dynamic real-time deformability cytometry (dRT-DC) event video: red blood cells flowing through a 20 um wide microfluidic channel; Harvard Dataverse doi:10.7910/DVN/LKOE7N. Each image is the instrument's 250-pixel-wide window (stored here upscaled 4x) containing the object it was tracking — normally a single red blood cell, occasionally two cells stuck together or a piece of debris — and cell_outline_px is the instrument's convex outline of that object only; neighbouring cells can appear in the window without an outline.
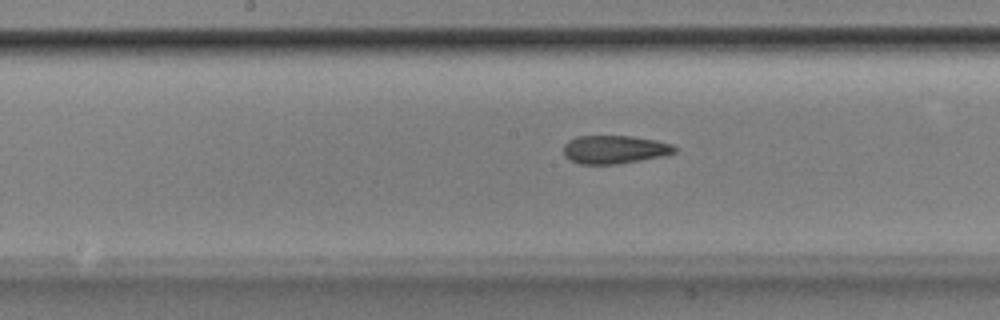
{"species": "Egyptian fruit bat (a non-hibernating species)", "species_latin": "Rousettus aegyptiacus", "temperature_condition": "room temperature", "stored_images_in_passage": 52, "camera_frame_rate_fps": 3000, "um_per_image_px": 0.085, "animal": {"sex": "male"}, "frame": {"image": 1, "passage_image": 27, "time_ms": 8.667, "image_size_px": [1000, 320], "cell_outline_px": [[676, 152], [660, 156], [616, 164], [580, 164], [568, 160], [564, 156], [564, 144], [568, 140], [576, 136], [632, 136], [656, 140], [672, 144], [676, 148]], "centroid_in_image_um": [52.18, 12.7], "position_along_channel_um": 196.0, "area_um2": 18.26}}
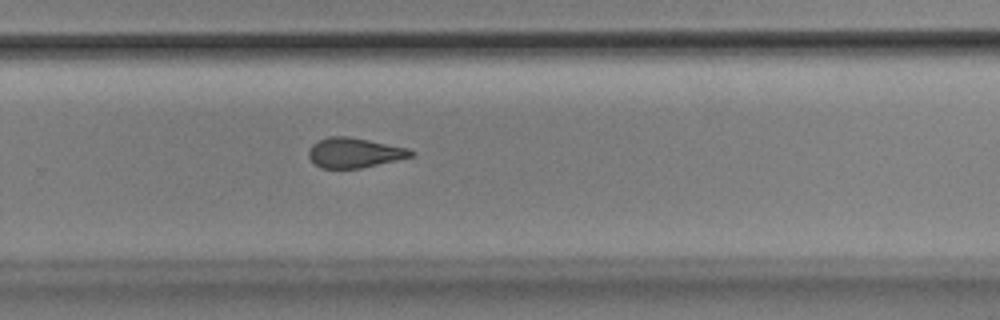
{"frame": {"image": 2, "passage_image": 35, "time_ms": 11.333, "image_size_px": [1000, 320], "cell_outline_px": [[416, 156], [360, 168], [320, 168], [308, 156], [308, 152], [312, 144], [328, 136], [348, 136], [408, 148], [416, 152]], "centroid_in_image_um": [30.15, 12.98], "position_along_channel_um": 299.6, "area_um2": 17.8}}
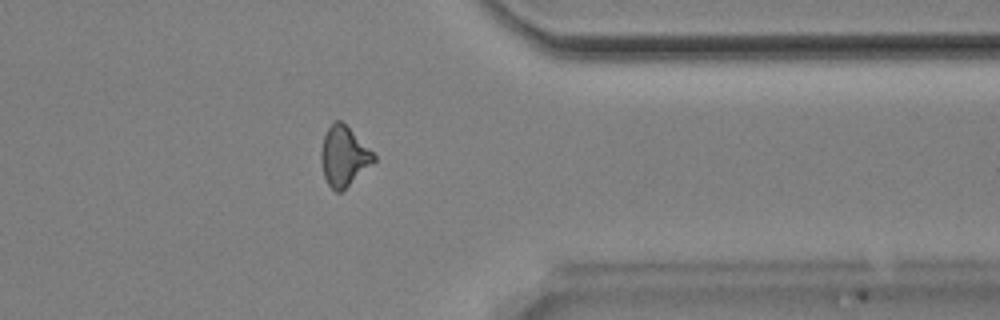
{"frame": {"image": 3, "passage_image": 42, "time_ms": 13.667, "image_size_px": [1000, 320], "cell_outline_px": [[376, 160], [340, 192], [336, 192], [328, 184], [324, 176], [320, 160], [320, 152], [324, 136], [332, 120], [340, 120], [376, 156]], "centroid_in_image_um": [29.18, 13.27], "position_along_channel_um": 382.2, "area_um2": 17.86}, "authors_computed_cell_mechanics": {"area_um2": 18.496, "velocity_mm_per_s": 3.9122, "shape_relaxation_time_tau1_ms": null, "shape_relaxation_time_tau2_ms": 3.5994, "deformation_change_tau1": null, "deformation_change_tau2": 0.1246}}